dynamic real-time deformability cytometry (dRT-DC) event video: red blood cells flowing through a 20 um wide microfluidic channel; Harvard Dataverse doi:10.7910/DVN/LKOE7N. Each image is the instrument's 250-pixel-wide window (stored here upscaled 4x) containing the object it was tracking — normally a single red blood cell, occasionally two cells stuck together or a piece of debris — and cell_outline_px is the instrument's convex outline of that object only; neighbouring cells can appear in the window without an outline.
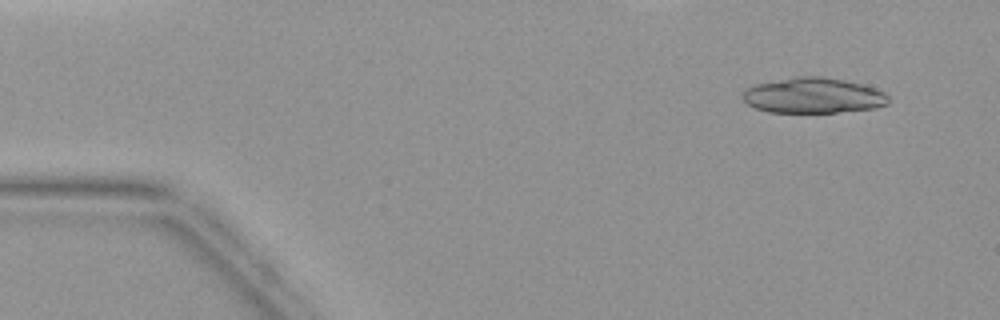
{"species": "common noctule bat (a hibernating species)", "species_latin": "Nyctalus noctula", "temperature_condition": "warm", "stored_images_in_passage": 4, "camera_frame_rate_fps": 3000, "um_per_image_px": 0.085, "animal": {"sex": "female", "body_mass_g": 19.9}, "frame": {"image": 1, "passage_image": 1, "time_ms": 0.0, "image_size_px": [1000, 320], "cell_outline_px": [[888, 104], [876, 108], [836, 112], [768, 112], [756, 108], [748, 104], [740, 96], [752, 84], [796, 76], [824, 76], [844, 80], [860, 84], [884, 92], [888, 96]], "centroid_in_image_um": [69.09, 8.11], "position_along_channel_um": 15.9, "area_um2": 30.11}}